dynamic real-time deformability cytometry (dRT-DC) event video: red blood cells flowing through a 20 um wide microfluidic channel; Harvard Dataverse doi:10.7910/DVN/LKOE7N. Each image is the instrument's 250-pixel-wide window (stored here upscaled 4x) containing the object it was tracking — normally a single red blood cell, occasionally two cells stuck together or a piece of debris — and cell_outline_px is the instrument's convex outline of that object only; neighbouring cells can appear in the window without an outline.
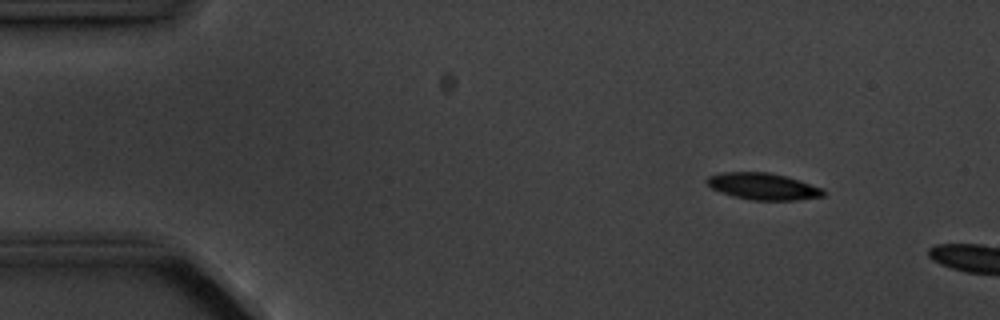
{"species": "common noctule bat (a hibernating species)", "species_latin": "Nyctalus noctula", "temperature_condition": "cold", "stored_images_in_passage": 4, "camera_frame_rate_fps": 3000, "um_per_image_px": 0.085, "animal": {"sex": "male", "body_mass_g": 20.1, "forearm_length_mm": 53.5}, "frame": {"image": 1, "passage_image": 2, "time_ms": 1.0, "image_size_px": [1000, 320], "cell_outline_px": [[824, 196], [796, 200], [752, 200], [732, 196], [720, 192], [712, 188], [704, 180], [708, 176], [720, 172], [768, 172], [800, 180], [824, 188]], "centroid_in_image_um": [64.85, 15.84], "position_along_channel_um": 20.2, "area_um2": 18.21}}